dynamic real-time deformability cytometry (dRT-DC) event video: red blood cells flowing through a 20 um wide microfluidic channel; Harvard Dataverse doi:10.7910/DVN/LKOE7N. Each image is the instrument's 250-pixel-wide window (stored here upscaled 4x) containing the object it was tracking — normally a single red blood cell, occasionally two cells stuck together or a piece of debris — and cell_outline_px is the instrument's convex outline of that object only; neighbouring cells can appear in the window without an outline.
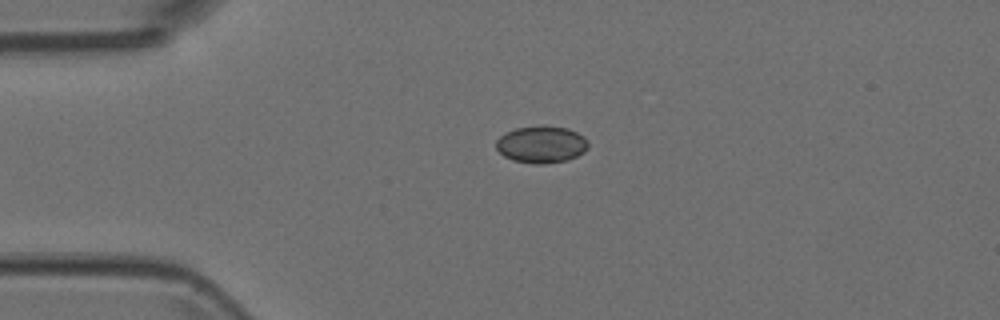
{"species": "Egyptian fruit bat (a non-hibernating species)", "species_latin": "Rousettus aegyptiacus", "temperature_condition": "room temperature", "stored_images_in_passage": 7, "camera_frame_rate_fps": 3000, "um_per_image_px": 0.085, "animal": {"sex": "female"}, "frame": {"image": 1, "passage_image": 1, "time_ms": 0.0, "image_size_px": [1000, 320], "cell_outline_px": [[588, 148], [584, 152], [568, 160], [544, 164], [536, 164], [512, 160], [504, 156], [496, 148], [496, 140], [500, 136], [516, 128], [568, 128], [584, 136], [588, 140]], "centroid_in_image_um": [46.04, 12.32], "position_along_channel_um": 39.0, "area_um2": 19.36}}
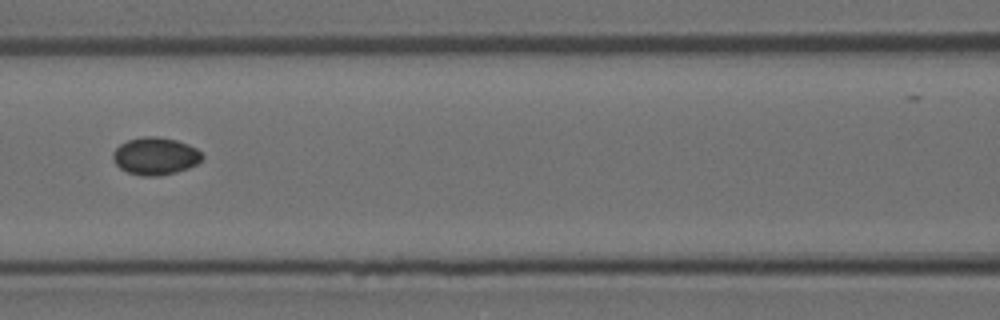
{"frame": {"image": 2, "passage_image": 4, "time_ms": 1.0, "image_size_px": [1000, 320], "cell_outline_px": [[204, 156], [196, 164], [188, 168], [176, 172], [160, 176], [140, 176], [128, 172], [120, 168], [112, 160], [112, 152], [120, 144], [128, 140], [144, 136], [156, 136], [176, 140], [188, 144], [196, 148]], "centroid_in_image_um": [13.18, 13.27], "position_along_channel_um": 153.4, "area_um2": 19.54}}
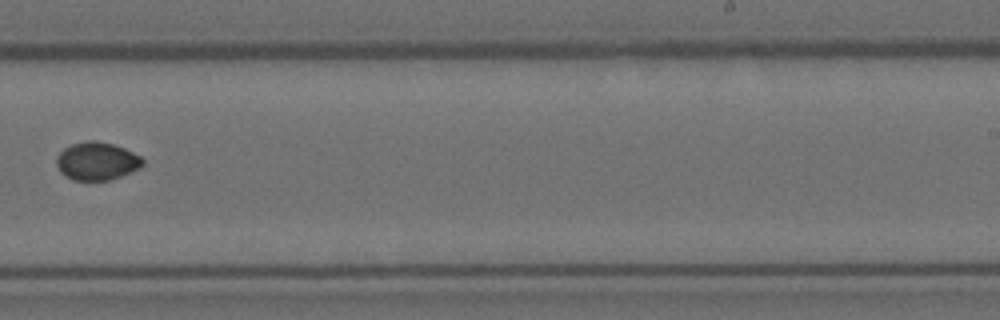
{"frame": {"image": 3, "passage_image": 7, "time_ms": 2.0, "image_size_px": [1000, 320], "cell_outline_px": [[144, 164], [140, 168], [120, 176], [108, 180], [72, 180], [60, 172], [56, 164], [56, 156], [64, 148], [72, 144], [84, 140], [96, 140], [112, 144], [124, 148], [140, 156], [144, 160]], "centroid_in_image_um": [8.21, 13.69], "position_along_channel_um": 280.8, "area_um2": 19.13}}